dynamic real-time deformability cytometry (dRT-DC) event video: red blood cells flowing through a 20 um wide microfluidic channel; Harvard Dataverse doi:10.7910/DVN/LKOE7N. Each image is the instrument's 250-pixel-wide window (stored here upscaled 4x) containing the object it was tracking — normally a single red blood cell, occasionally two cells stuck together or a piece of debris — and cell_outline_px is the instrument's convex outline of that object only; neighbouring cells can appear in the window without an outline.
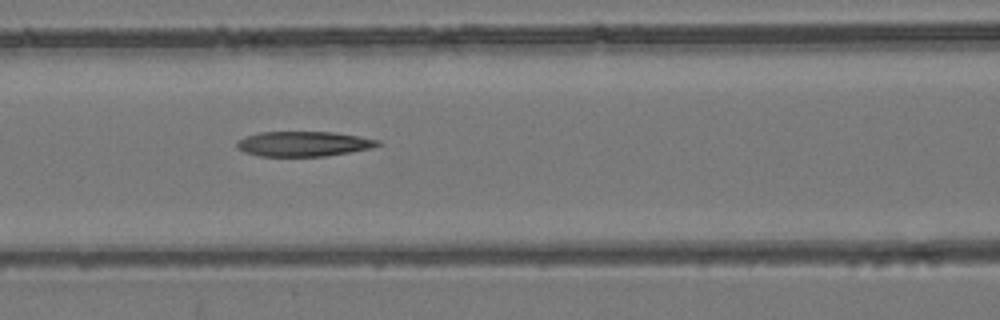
{"species": "common noctule bat (a hibernating species)", "species_latin": "Nyctalus noctula", "temperature_condition": "room temperature", "stored_images_in_passage": 3, "camera_frame_rate_fps": 3000, "um_per_image_px": 0.085, "animal": {"sex": "female", "body_mass_g": 24.6, "forearm_length_mm": 56.2}, "frame": {"image": 1, "passage_image": 3, "time_ms": 0.667, "image_size_px": [1000, 320], "cell_outline_px": [[384, 144], [372, 148], [324, 156], [260, 156], [244, 152], [236, 144], [236, 140], [260, 132], [332, 132], [360, 136], [380, 140]], "centroid_in_image_um": [25.85, 12.22], "position_along_channel_um": 140.8, "area_um2": 20.46}}